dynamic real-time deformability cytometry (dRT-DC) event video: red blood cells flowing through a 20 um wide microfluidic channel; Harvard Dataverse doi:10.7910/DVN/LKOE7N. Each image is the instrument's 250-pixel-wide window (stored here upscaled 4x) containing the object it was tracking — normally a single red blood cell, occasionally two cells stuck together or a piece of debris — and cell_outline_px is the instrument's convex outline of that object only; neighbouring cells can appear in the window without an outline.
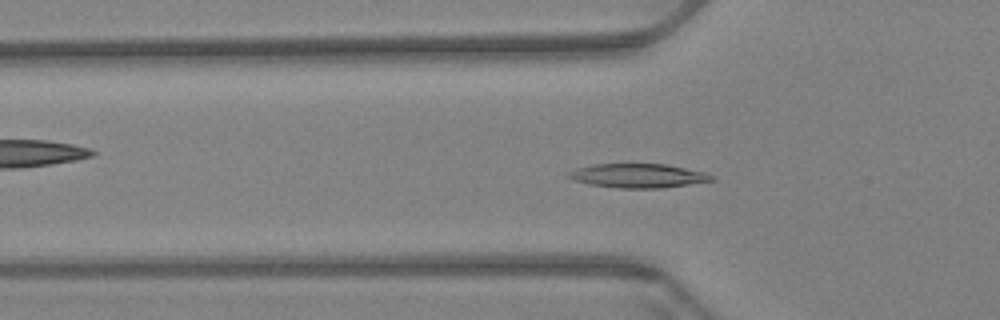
{"species": "Egyptian fruit bat (a non-hibernating species)", "species_latin": "Rousettus aegyptiacus", "temperature_condition": "warm", "stored_images_in_passage": 59, "camera_frame_rate_fps": 3000, "um_per_image_px": 0.085, "animal": {"sex": "female"}, "frame": {"image": 1, "passage_image": 19, "time_ms": 6.0, "image_size_px": [1000, 320], "cell_outline_px": [[716, 180], [660, 188], [620, 188], [588, 184], [576, 180], [568, 176], [568, 172], [576, 168], [592, 164], [664, 164], [704, 172], [712, 176]], "centroid_in_image_um": [54.21, 14.93], "position_along_channel_um": 71.6, "area_um2": 19.77}}
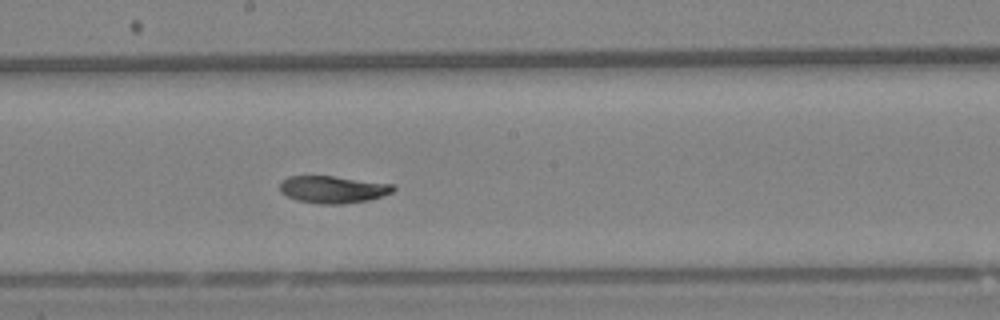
{"frame": {"image": 2, "passage_image": 32, "time_ms": 10.333, "image_size_px": [1000, 320], "cell_outline_px": [[396, 188], [392, 192], [368, 200], [344, 204], [320, 204], [296, 200], [280, 192], [280, 184], [288, 176], [332, 176], [392, 184]], "centroid_in_image_um": [28.28, 16.11], "position_along_channel_um": 219.9, "area_um2": 17.8}}
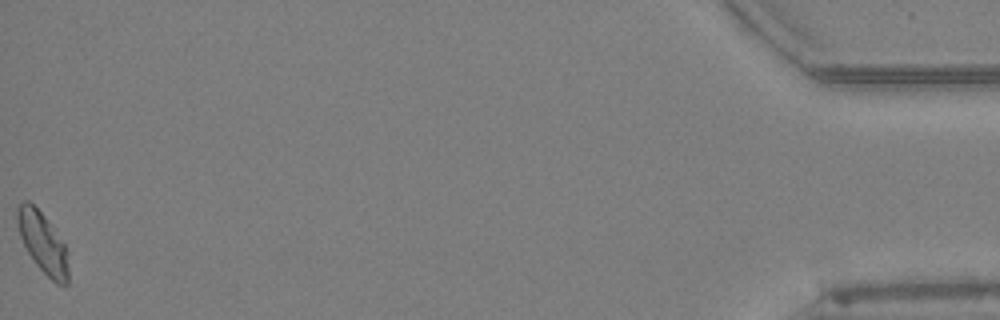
{"frame": {"image": 3, "passage_image": 59, "time_ms": 19.333, "image_size_px": [1000, 320], "cell_outline_px": [[68, 284], [56, 284], [36, 264], [28, 252], [20, 236], [16, 220], [16, 208], [24, 200], [28, 200], [44, 216], [64, 244], [68, 268]], "centroid_in_image_um": [3.6, 20.62], "position_along_channel_um": 431.6, "area_um2": 17.57}, "authors_computed_cell_mechanics": {"area_um2": 18.6116, "velocity_mm_per_s": 3.4354, "shape_relaxation_time_tau1_ms": 5.818, "shape_relaxation_time_tau2_ms": 4.2346, "deformation_change_tau1": 0.1623, "deformation_change_tau2": 0.0837}}